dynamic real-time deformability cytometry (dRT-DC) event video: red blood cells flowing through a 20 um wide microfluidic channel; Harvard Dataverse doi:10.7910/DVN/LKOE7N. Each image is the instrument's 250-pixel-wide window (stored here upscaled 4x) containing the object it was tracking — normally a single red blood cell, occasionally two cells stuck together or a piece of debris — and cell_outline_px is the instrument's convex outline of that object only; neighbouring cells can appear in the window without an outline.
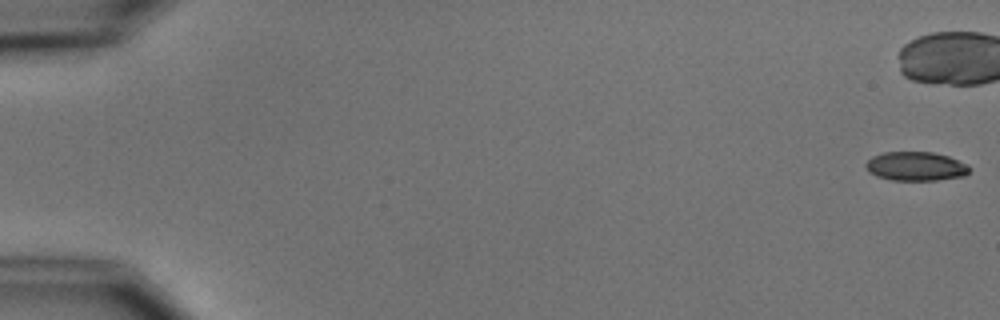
{"species": "common noctule bat (a hibernating species)", "species_latin": "Nyctalus noctula", "temperature_condition": "cold", "stored_images_in_passage": 16, "camera_frame_rate_fps": 3000, "um_per_image_px": 0.085, "animal": {"sex": "male", "body_mass_g": 15.6}, "frame": {"image": 1, "passage_image": 1, "time_ms": 0.0, "image_size_px": [1000, 320], "cell_outline_px": [[972, 168], [964, 176], [936, 180], [892, 180], [876, 176], [868, 172], [864, 164], [872, 156], [884, 152], [932, 152], [948, 156], [968, 164]], "centroid_in_image_um": [77.84, 14.13], "position_along_channel_um": 7.2, "area_um2": 17.63}, "authors_computed_cell_mechanics": {"area_um2": 19.1029, "velocity_mm_per_s": 3.7384, "shape_relaxation_time_tau1_ms": 4.191, "shape_relaxation_time_tau2_ms": 1.9531, "deformation_change_tau1": 0.1264, "deformation_change_tau2": 0.0401}}